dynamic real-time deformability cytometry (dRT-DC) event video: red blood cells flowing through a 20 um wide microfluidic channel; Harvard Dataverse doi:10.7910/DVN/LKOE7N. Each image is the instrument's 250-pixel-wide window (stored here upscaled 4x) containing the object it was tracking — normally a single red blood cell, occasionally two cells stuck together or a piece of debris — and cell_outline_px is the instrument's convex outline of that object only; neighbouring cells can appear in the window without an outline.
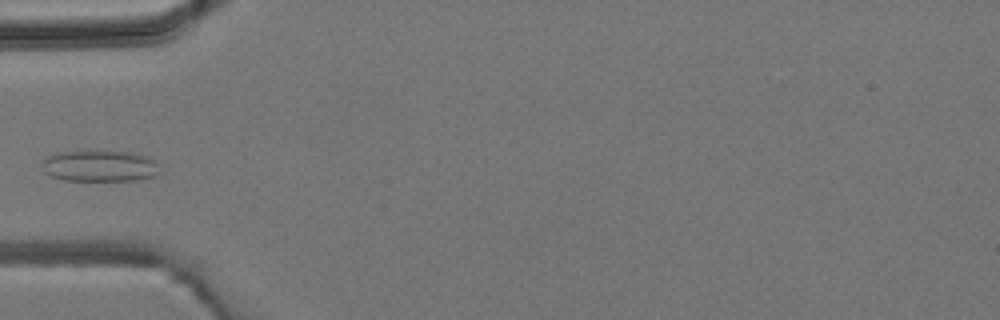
{"species": "common noctule bat (a hibernating species)", "species_latin": "Nyctalus noctula", "temperature_condition": "room temperature", "stored_images_in_passage": 4, "camera_frame_rate_fps": 3000, "um_per_image_px": 0.085, "animal": {"sex": "male", "body_mass_g": 19.2, "forearm_length_mm": 51.8}, "frame": {"image": 1, "passage_image": 4, "time_ms": 3.333, "image_size_px": [1000, 320], "cell_outline_px": [[156, 164], [152, 176], [136, 180], [64, 180], [52, 176], [44, 172], [44, 160], [48, 156], [56, 152], [132, 152], [148, 156], [156, 160]], "centroid_in_image_um": [8.44, 14.1], "position_along_channel_um": 76.6, "area_um2": 20.75}}